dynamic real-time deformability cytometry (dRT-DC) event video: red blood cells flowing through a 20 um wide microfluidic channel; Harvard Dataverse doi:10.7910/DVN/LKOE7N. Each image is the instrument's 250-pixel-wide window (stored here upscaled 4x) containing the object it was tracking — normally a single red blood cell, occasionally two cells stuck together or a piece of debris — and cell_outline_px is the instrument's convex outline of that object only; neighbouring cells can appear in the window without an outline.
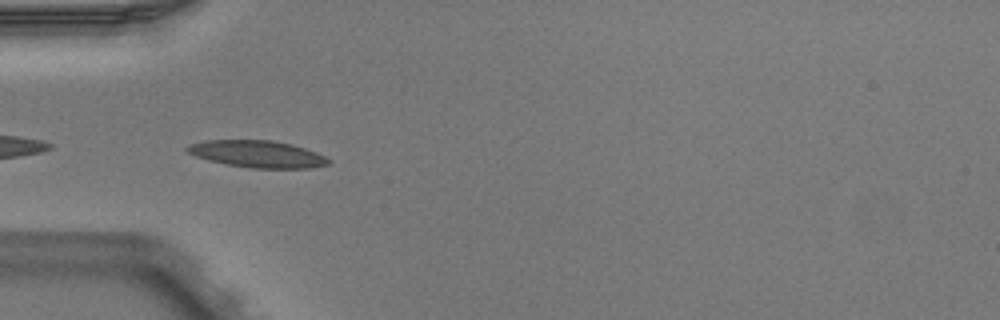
{"species": "Egyptian fruit bat (a non-hibernating species)", "species_latin": "Rousettus aegyptiacus", "temperature_condition": "warm", "stored_images_in_passage": 6, "camera_frame_rate_fps": 3000, "um_per_image_px": 0.085, "animal": {"sex": "male"}, "frame": {"image": 1, "passage_image": 3, "time_ms": 0.667, "image_size_px": [1000, 320], "cell_outline_px": [[328, 164], [308, 168], [252, 168], [228, 164], [208, 160], [196, 156], [188, 152], [184, 148], [188, 144], [204, 140], [272, 140], [292, 144], [316, 152], [324, 156], [328, 160]], "centroid_in_image_um": [21.83, 13.08], "position_along_channel_um": 63.2, "area_um2": 22.02}}
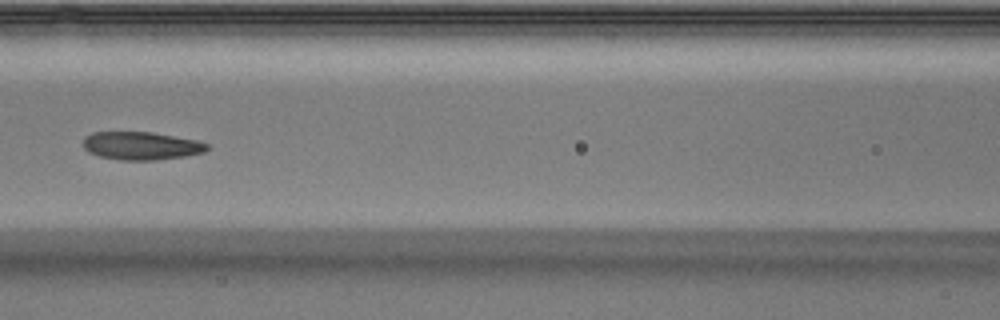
{"frame": {"image": 2, "passage_image": 5, "time_ms": 1.333, "image_size_px": [1000, 320], "cell_outline_px": [[208, 148], [204, 152], [184, 156], [156, 160], [120, 160], [100, 156], [88, 152], [84, 148], [84, 136], [92, 132], [152, 132], [196, 140], [208, 144]], "centroid_in_image_um": [11.98, 12.39], "position_along_channel_um": 154.6, "area_um2": 20.17}}
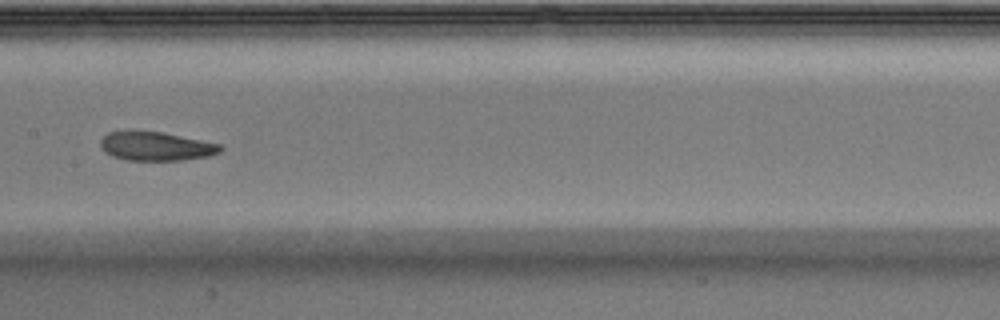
{"frame": {"image": 3, "passage_image": 6, "time_ms": 1.667, "image_size_px": [1000, 320], "cell_outline_px": [[224, 148], [220, 152], [208, 156], [184, 160], [124, 160], [112, 156], [104, 152], [100, 144], [100, 140], [108, 132], [128, 128], [164, 132], [220, 144]], "centroid_in_image_um": [13.2, 12.39], "position_along_channel_um": 194.2, "area_um2": 20.81}}